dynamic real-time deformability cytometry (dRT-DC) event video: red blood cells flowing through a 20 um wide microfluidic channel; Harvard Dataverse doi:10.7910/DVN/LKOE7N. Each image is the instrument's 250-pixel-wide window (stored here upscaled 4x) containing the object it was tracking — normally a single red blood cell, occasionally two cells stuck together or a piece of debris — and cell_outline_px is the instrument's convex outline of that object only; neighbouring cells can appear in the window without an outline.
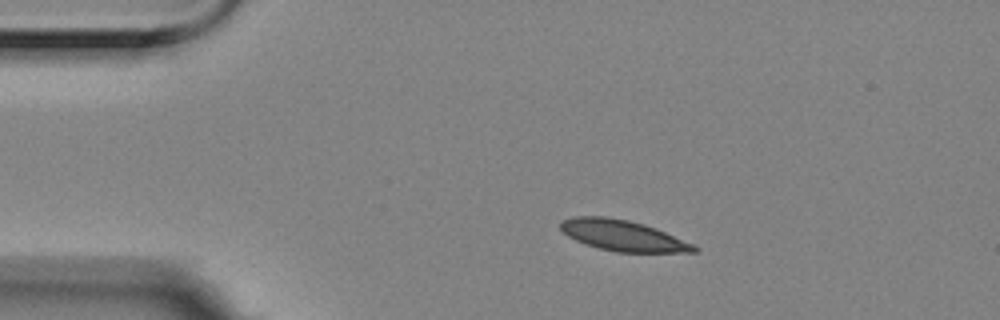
{"species": "Egyptian fruit bat (a non-hibernating species)", "species_latin": "Rousettus aegyptiacus", "temperature_condition": "room temperature", "stored_images_in_passage": 7, "camera_frame_rate_fps": 3000, "um_per_image_px": 0.085, "animal": {"sex": "female"}, "frame": {"image": 1, "passage_image": 4, "time_ms": 1.0, "image_size_px": [1000, 320], "cell_outline_px": [[700, 248], [696, 252], [616, 252], [600, 248], [576, 240], [568, 236], [560, 228], [560, 220], [576, 216], [604, 216], [628, 220], [644, 224], [656, 228], [696, 244]], "centroid_in_image_um": [52.99, 20.01], "position_along_channel_um": 32.0, "area_um2": 23.99}}
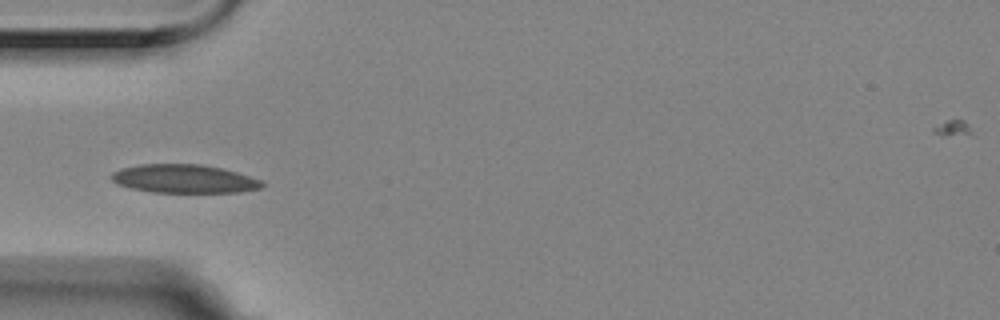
{"frame": {"image": 2, "passage_image": 6, "time_ms": 1.667, "image_size_px": [1000, 320], "cell_outline_px": [[264, 184], [260, 188], [240, 192], [152, 192], [132, 188], [116, 184], [108, 176], [112, 172], [120, 168], [140, 164], [200, 164], [220, 168], [236, 172], [260, 180]], "centroid_in_image_um": [15.57, 15.19], "position_along_channel_um": 69.4, "area_um2": 24.91}}
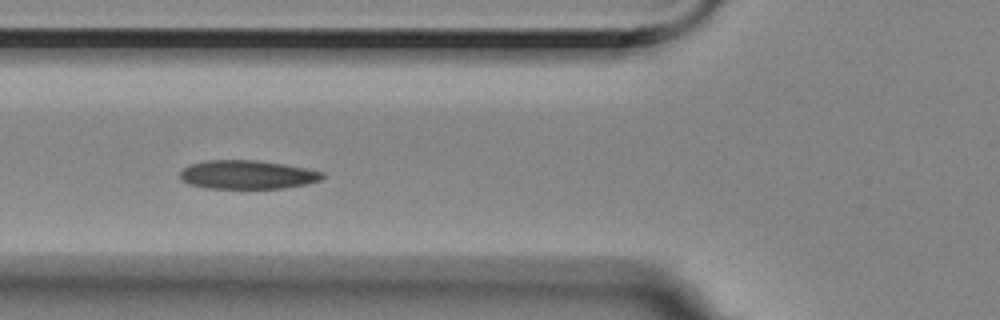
{"frame": {"image": 3, "passage_image": 7, "time_ms": 2.0, "image_size_px": [1000, 320], "cell_outline_px": [[324, 176], [320, 180], [308, 184], [284, 188], [208, 188], [188, 184], [180, 176], [180, 172], [184, 168], [192, 164], [208, 160], [260, 160], [284, 164], [324, 172]], "centroid_in_image_um": [21.05, 14.84], "position_along_channel_um": 104.7, "area_um2": 23.7}}